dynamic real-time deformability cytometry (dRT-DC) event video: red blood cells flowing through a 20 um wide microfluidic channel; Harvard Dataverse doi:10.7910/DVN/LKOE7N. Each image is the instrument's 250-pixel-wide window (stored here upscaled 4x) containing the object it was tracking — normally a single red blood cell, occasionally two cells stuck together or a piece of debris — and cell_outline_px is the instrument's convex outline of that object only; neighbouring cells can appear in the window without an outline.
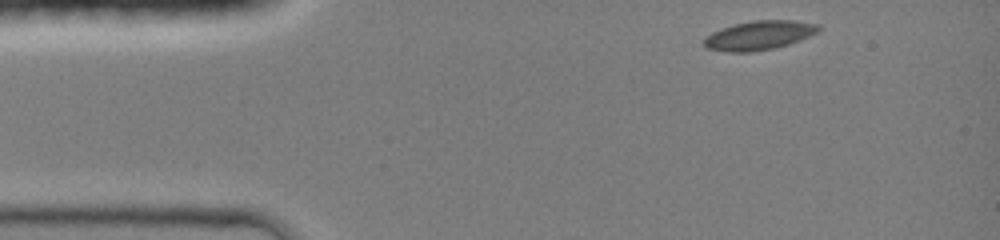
{"species": "common noctule bat (a hibernating species)", "species_latin": "Nyctalus noctula", "temperature_condition": "room temperature", "stored_images_in_passage": 37, "camera_frame_rate_fps": 3000, "um_per_image_px": 0.085, "animal": {"sex": "female", "body_mass_g": 19.0, "forearm_length_mm": 51.5}, "frame": {"image": 1, "passage_image": 1, "time_ms": 0.0, "image_size_px": [1000, 240], "cell_outline_px": [[820, 28], [816, 32], [800, 40], [788, 44], [772, 48], [752, 52], [728, 52], [704, 48], [704, 40], [712, 32], [720, 28], [732, 24], [752, 20], [792, 20], [820, 24]], "centroid_in_image_um": [64.49, 2.99], "position_along_channel_um": 20.5, "area_um2": 19.42}}
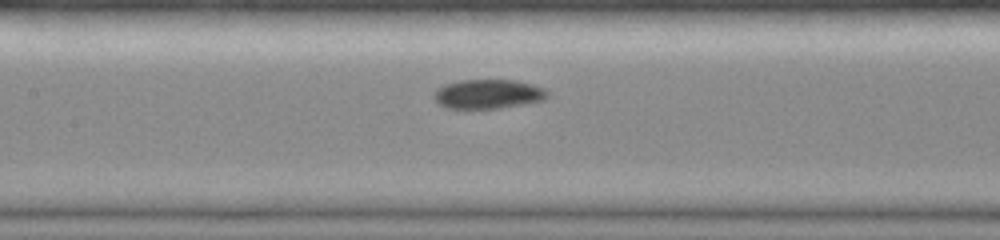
{"frame": {"image": 2, "passage_image": 16, "time_ms": 5.0, "image_size_px": [1000, 240], "cell_outline_px": [[548, 96], [544, 100], [524, 104], [500, 108], [444, 108], [432, 96], [436, 88], [444, 84], [460, 80], [516, 80], [532, 84], [544, 88], [548, 92]], "centroid_in_image_um": [41.48, 7.99], "position_along_channel_um": 165.9, "area_um2": 19.48}}
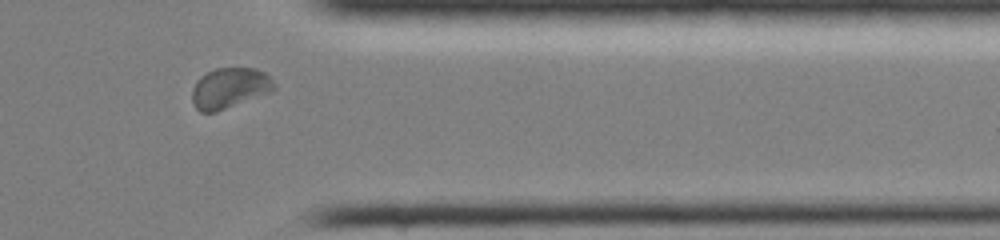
{"frame": {"image": 3, "passage_image": 32, "time_ms": 10.333, "image_size_px": [1000, 240], "cell_outline_px": [[276, 88], [272, 92], [216, 112], [200, 112], [192, 104], [192, 88], [196, 80], [200, 76], [216, 68], [256, 68], [264, 72], [276, 84]], "centroid_in_image_um": [19.51, 7.49], "position_along_channel_um": 391.9, "area_um2": 19.59}, "authors_computed_cell_mechanics": {"area_um2": 19.074, "velocity_mm_per_s": 4.2548, "shape_relaxation_time_tau1_ms": 3.6974, "shape_relaxation_time_tau2_ms": null, "deformation_change_tau1": 0.0882, "deformation_change_tau2": null}}